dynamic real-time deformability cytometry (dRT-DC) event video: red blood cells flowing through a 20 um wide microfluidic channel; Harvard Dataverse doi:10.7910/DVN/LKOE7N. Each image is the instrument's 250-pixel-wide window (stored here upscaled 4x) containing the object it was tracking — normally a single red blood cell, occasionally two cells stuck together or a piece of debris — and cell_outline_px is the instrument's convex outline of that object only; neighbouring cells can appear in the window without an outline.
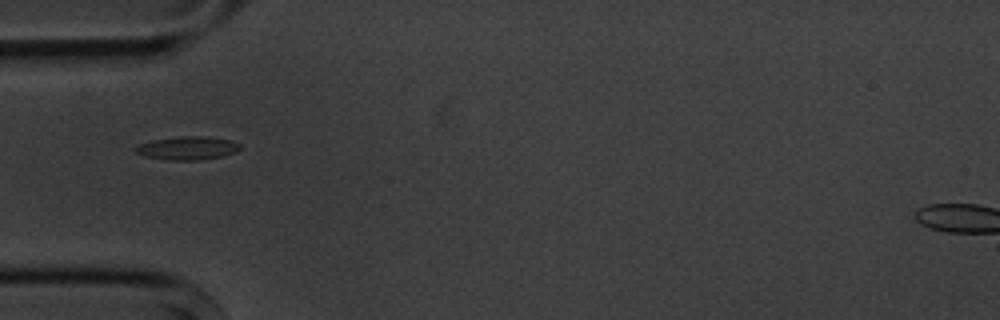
{"species": "common noctule bat (a hibernating species)", "species_latin": "Nyctalus noctula", "temperature_condition": "cold", "stored_images_in_passage": 12, "camera_frame_rate_fps": 3000, "um_per_image_px": 0.085, "animal": {"sex": "male", "body_mass_g": 20.1, "forearm_length_mm": 53.5}, "frame": {"image": 1, "passage_image": 2, "time_ms": 2.333, "image_size_px": [1000, 320], "cell_outline_px": [[240, 148], [236, 152], [224, 156], [200, 160], [168, 160], [144, 156], [136, 152], [132, 148], [140, 144], [152, 140], [176, 136], [204, 136], [232, 140], [240, 144]], "centroid_in_image_um": [15.93, 12.58], "position_along_channel_um": 69.1, "area_um2": 14.39}}
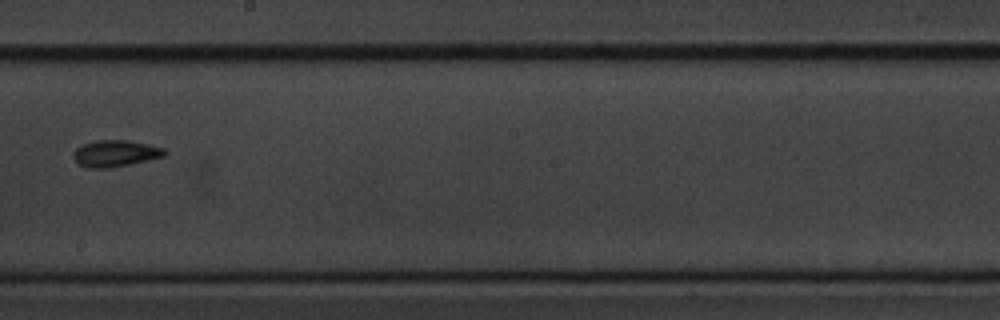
{"frame": {"image": 2, "passage_image": 6, "time_ms": 7.0, "image_size_px": [1000, 320], "cell_outline_px": [[168, 152], [164, 156], [128, 164], [108, 168], [88, 168], [80, 164], [72, 156], [72, 152], [76, 148], [84, 144], [96, 140], [128, 140], [164, 148]], "centroid_in_image_um": [9.78, 13.03], "position_along_channel_um": 238.4, "area_um2": 13.93}}
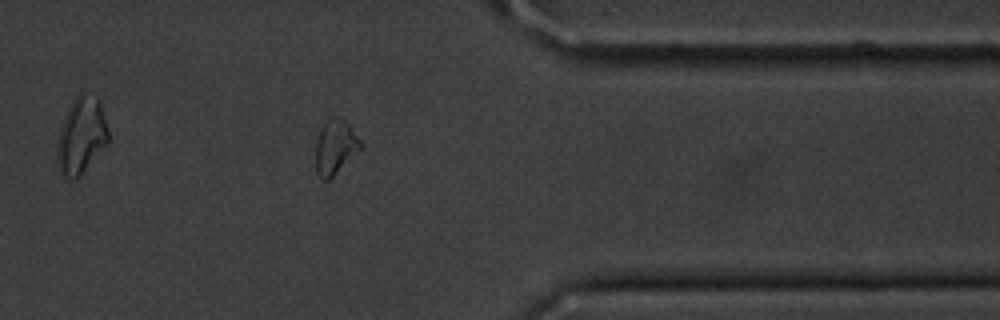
{"frame": {"image": 3, "passage_image": 10, "time_ms": 11.333, "image_size_px": [1000, 320], "cell_outline_px": [[364, 148], [328, 180], [324, 180], [316, 172], [316, 140], [324, 124], [332, 116], [340, 116], [348, 124], [364, 144]], "centroid_in_image_um": [28.54, 12.49], "position_along_channel_um": 382.9, "area_um2": 14.33}, "authors_computed_cell_mechanics": {"area_um2": 13.7275, "velocity_mm_per_s": 3.6157, "shape_relaxation_time_tau1_ms": 1.9694, "shape_relaxation_time_tau2_ms": 2.1148, "deformation_change_tau1": 0.0992, "deformation_change_tau2": 0.0718}}